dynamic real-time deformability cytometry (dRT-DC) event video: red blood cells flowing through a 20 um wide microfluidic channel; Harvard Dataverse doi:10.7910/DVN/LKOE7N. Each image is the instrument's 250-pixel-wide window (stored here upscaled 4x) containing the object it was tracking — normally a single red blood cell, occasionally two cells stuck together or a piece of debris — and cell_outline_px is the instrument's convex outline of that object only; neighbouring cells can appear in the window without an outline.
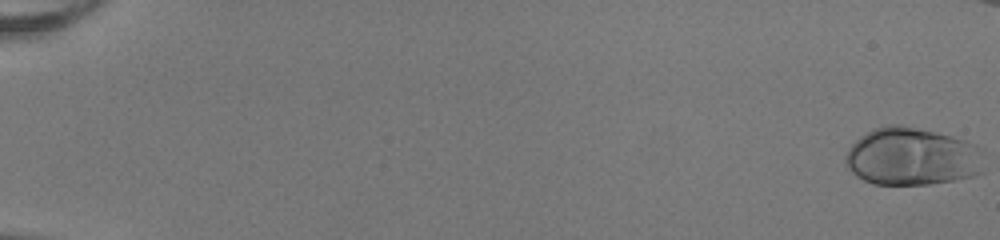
{"species": "human", "species_latin": "Homo sapiens", "temperature_condition": "room temperature", "stored_images_in_passage": 49, "camera_frame_rate_fps": 3000, "um_per_image_px": 0.085, "donor": {"sex": "female"}, "frame": {"image": 1, "passage_image": 1, "time_ms": 0.0, "image_size_px": [1000, 240], "cell_outline_px": [[984, 172], [976, 176], [928, 184], [872, 184], [856, 176], [848, 168], [844, 160], [844, 156], [848, 148], [860, 136], [876, 128], [888, 124], [900, 124], [936, 132], [952, 136], [976, 144]], "centroid_in_image_um": [77.48, 13.31], "position_along_channel_um": 7.5, "area_um2": 46.59}}
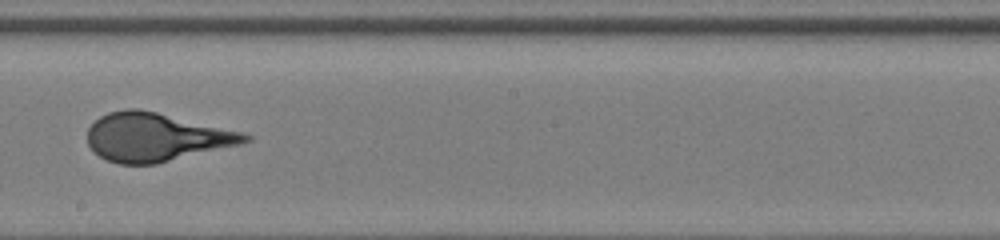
{"frame": {"image": 2, "passage_image": 33, "time_ms": 10.667, "image_size_px": [1000, 240], "cell_outline_px": [[252, 140], [240, 144], [156, 164], [120, 164], [108, 160], [100, 156], [88, 144], [88, 128], [100, 116], [108, 112], [128, 108], [136, 108], [156, 112], [240, 132], [252, 136]], "centroid_in_image_um": [13.23, 11.66], "position_along_channel_um": 235.0, "area_um2": 43.75}}
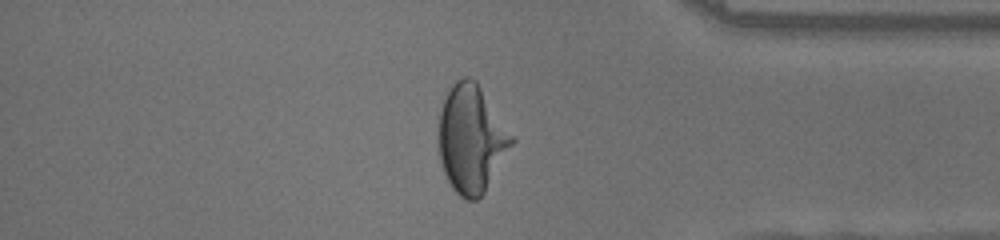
{"frame": {"image": 3, "passage_image": 46, "time_ms": 15.0, "image_size_px": [1000, 240], "cell_outline_px": [[516, 140], [484, 192], [476, 200], [468, 200], [460, 196], [452, 188], [444, 172], [440, 160], [436, 136], [440, 112], [448, 88], [456, 80], [464, 76], [468, 76], [476, 80]], "centroid_in_image_um": [40.04, 11.78], "position_along_channel_um": 395.2, "area_um2": 46.07}}